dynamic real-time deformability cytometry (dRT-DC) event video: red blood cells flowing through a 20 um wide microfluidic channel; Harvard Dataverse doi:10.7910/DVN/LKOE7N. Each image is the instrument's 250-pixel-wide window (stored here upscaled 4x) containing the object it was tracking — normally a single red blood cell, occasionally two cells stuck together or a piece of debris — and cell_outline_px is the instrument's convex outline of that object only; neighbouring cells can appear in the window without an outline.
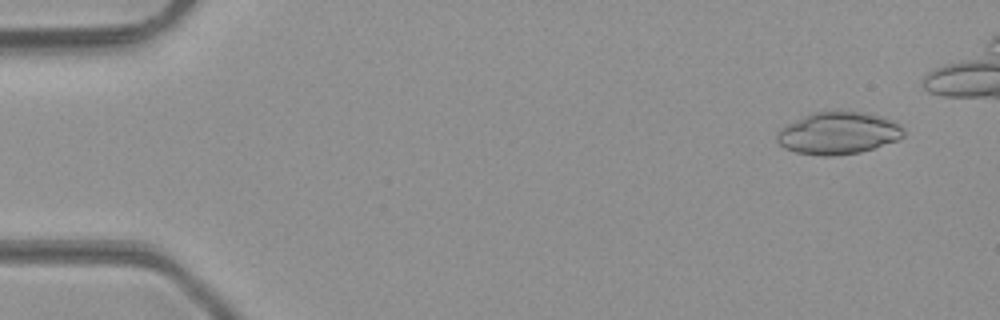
{"species": "common noctule bat (a hibernating species)", "species_latin": "Nyctalus noctula", "temperature_condition": "room temperature", "stored_images_in_passage": 13, "camera_frame_rate_fps": 3000, "um_per_image_px": 0.085, "animal": {"sex": "male", "body_mass_g": 23.1, "forearm_length_mm": 52.7}, "frame": {"image": 1, "passage_image": 4, "time_ms": 1.0, "image_size_px": [1000, 320], "cell_outline_px": [[904, 136], [900, 140], [860, 152], [832, 156], [824, 156], [796, 152], [784, 148], [776, 140], [776, 132], [784, 124], [812, 112], [836, 108], [840, 108], [880, 116], [892, 120], [900, 124], [904, 128]], "centroid_in_image_um": [71.23, 11.28], "position_along_channel_um": 13.8, "area_um2": 32.08}}